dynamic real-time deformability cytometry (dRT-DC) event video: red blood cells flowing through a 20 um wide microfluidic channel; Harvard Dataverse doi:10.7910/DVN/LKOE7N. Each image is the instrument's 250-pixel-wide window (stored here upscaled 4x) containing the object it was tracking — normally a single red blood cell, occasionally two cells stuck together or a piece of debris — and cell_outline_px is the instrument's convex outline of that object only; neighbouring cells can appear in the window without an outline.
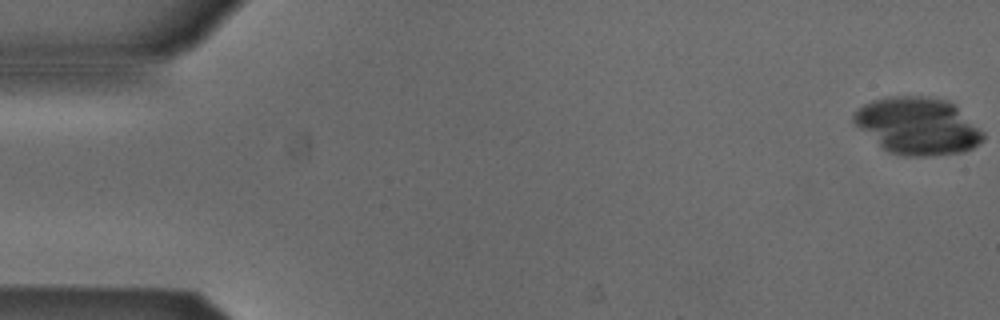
{"species": "Egyptian fruit bat (a non-hibernating species)", "species_latin": "Rousettus aegyptiacus", "temperature_condition": "cold", "stored_images_in_passage": 18, "camera_frame_rate_fps": 3000, "um_per_image_px": 0.085, "animal": {"sex": "male"}, "frame": {"image": 1, "passage_image": 1, "time_ms": 0.0, "image_size_px": [1000, 320], "cell_outline_px": [[984, 140], [972, 148], [964, 152], [924, 156], [900, 156], [888, 152], [860, 128], [852, 120], [852, 116], [864, 104], [872, 100], [892, 96], [924, 96], [948, 100], [956, 104], [984, 132]], "centroid_in_image_um": [78.05, 10.7], "position_along_channel_um": 6.9, "area_um2": 43.0}}